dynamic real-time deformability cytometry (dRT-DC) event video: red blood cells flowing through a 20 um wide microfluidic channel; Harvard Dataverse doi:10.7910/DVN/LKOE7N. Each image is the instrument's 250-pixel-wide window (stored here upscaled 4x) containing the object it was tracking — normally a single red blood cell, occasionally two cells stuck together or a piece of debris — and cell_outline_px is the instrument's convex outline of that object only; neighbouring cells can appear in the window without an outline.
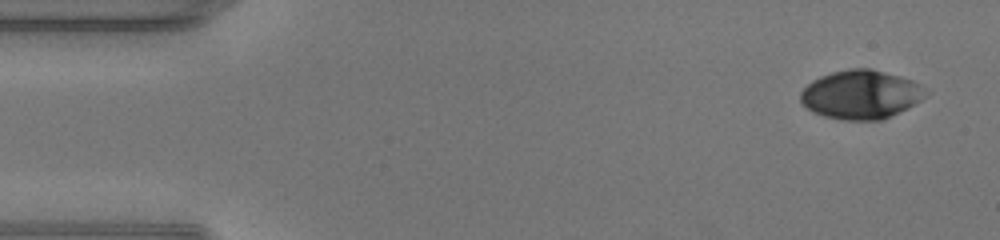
{"species": "human", "species_latin": "Homo sapiens", "temperature_condition": "warm", "stored_images_in_passage": 46, "camera_frame_rate_fps": 3000, "um_per_image_px": 0.085, "donor": {"sex": "male"}, "frame": {"image": 1, "passage_image": 1, "time_ms": 0.0, "image_size_px": [1000, 240], "cell_outline_px": [[908, 104], [904, 108], [888, 116], [832, 116], [820, 112], [804, 104], [804, 92], [816, 80], [824, 76], [836, 72], [876, 72], [888, 76]], "centroid_in_image_um": [72.65, 8.08], "position_along_channel_um": 12.3, "area_um2": 26.7}}
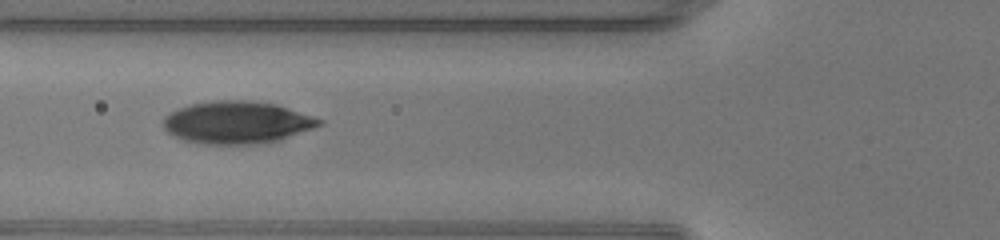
{"frame": {"image": 2, "passage_image": 16, "time_ms": 5.0, "image_size_px": [1000, 240], "cell_outline_px": [[320, 120], [316, 124], [280, 136], [256, 140], [204, 140], [184, 136], [168, 128], [168, 120], [176, 112], [188, 108], [204, 104], [264, 104], [280, 108]], "centroid_in_image_um": [20.17, 10.37], "position_along_channel_um": 105.6, "area_um2": 30.29}}
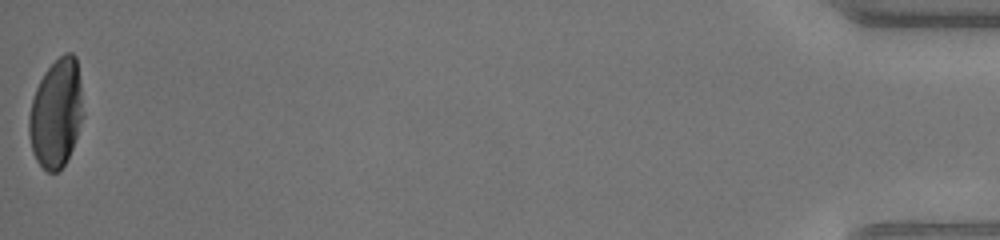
{"frame": {"image": 3, "passage_image": 46, "time_ms": 15.0, "image_size_px": [1000, 240], "cell_outline_px": [[80, 116], [76, 136], [68, 156], [64, 164], [56, 172], [48, 172], [40, 164], [32, 148], [32, 100], [48, 68], [60, 56], [68, 52], [76, 60]], "centroid_in_image_um": [4.77, 9.67], "position_along_channel_um": 430.4, "area_um2": 31.1}, "authors_computed_cell_mechanics": {"area_um2": 30.2583, "velocity_mm_per_s": 4.3306, "shape_relaxation_time_tau1_ms": 4.888, "shape_relaxation_time_tau2_ms": null, "deformation_change_tau1": 0.2437, "deformation_change_tau2": null}}